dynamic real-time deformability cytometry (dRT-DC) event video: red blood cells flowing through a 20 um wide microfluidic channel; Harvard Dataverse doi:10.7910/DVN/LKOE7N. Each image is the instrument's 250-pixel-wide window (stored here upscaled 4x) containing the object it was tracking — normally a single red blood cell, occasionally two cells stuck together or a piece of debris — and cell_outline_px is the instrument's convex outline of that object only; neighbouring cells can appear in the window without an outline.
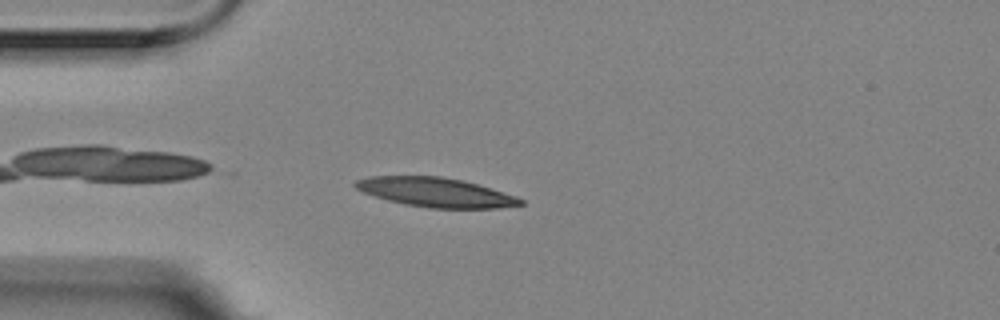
{"species": "Egyptian fruit bat (a non-hibernating species)", "species_latin": "Rousettus aegyptiacus", "temperature_condition": "room temperature", "stored_images_in_passage": 3, "camera_frame_rate_fps": 3000, "um_per_image_px": 0.085, "animal": {"sex": "female"}, "frame": {"image": 1, "passage_image": 2, "time_ms": 0.333, "image_size_px": [1000, 320], "cell_outline_px": [[524, 204], [500, 208], [428, 208], [404, 204], [388, 200], [364, 192], [356, 188], [352, 184], [356, 180], [368, 176], [440, 176], [464, 180], [516, 196], [524, 200]], "centroid_in_image_um": [37.03, 16.34], "position_along_channel_um": 48.0, "area_um2": 28.15}}